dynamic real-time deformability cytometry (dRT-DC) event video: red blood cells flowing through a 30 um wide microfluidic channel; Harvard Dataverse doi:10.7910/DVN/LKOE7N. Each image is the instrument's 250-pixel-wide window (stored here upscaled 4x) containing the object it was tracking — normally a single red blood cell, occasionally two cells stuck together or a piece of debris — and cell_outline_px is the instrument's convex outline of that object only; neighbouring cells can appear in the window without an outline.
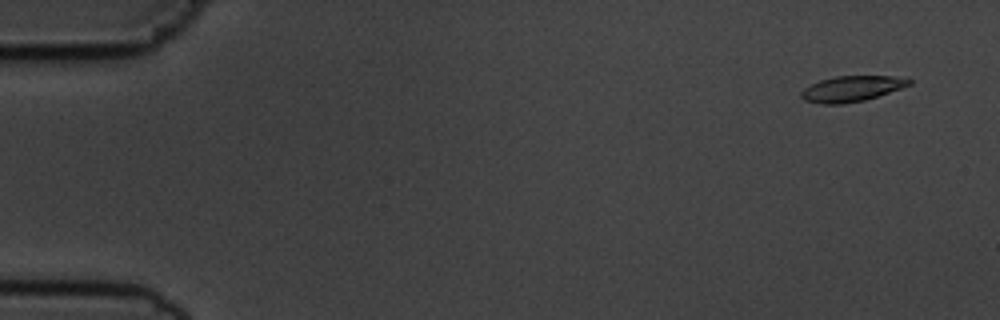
{"species": "common noctule bat (a hibernating species)", "species_latin": "Nyctalus noctula", "temperature_condition": "cold", "stored_images_in_passage": 56, "camera_frame_rate_fps": 3000, "um_per_image_px": 0.085, "animal": {"sex": "male", "body_mass_g": 19.5, "forearm_length_mm": 54.6}, "frame": {"image": 1, "passage_image": 4, "time_ms": 1.0, "image_size_px": [1000, 320], "cell_outline_px": [[912, 84], [864, 100], [840, 104], [820, 104], [804, 100], [800, 96], [800, 92], [804, 88], [820, 80], [836, 76], [892, 76], [912, 80]], "centroid_in_image_um": [72.34, 7.54], "position_along_channel_um": 12.7, "area_um2": 15.9}}
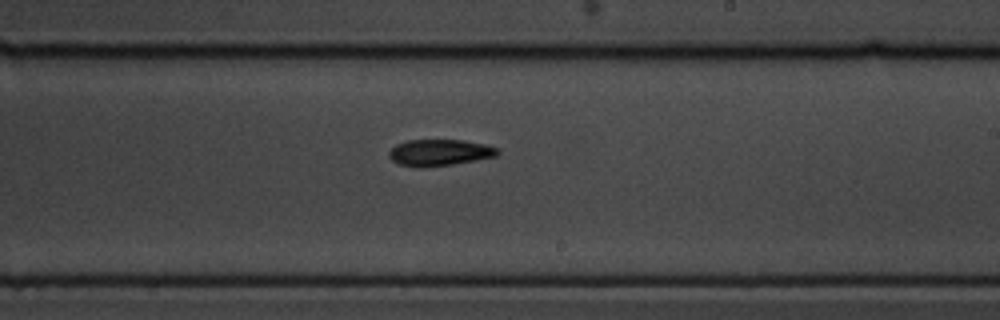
{"frame": {"image": 2, "passage_image": 34, "time_ms": 11.0, "image_size_px": [1000, 320], "cell_outline_px": [[500, 152], [496, 156], [452, 164], [400, 164], [392, 160], [388, 156], [388, 152], [396, 144], [408, 140], [464, 140], [484, 144], [500, 148]], "centroid_in_image_um": [37.42, 12.91], "position_along_channel_um": 251.6, "area_um2": 15.95}}
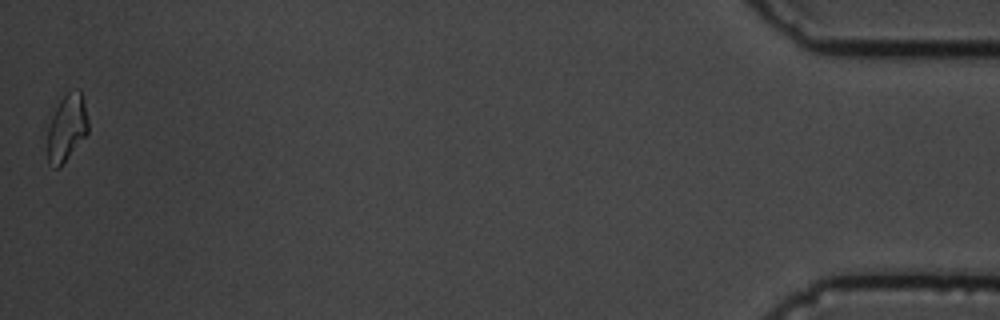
{"frame": {"image": 3, "passage_image": 56, "time_ms": 18.333, "image_size_px": [1000, 320], "cell_outline_px": [[88, 132], [60, 168], [52, 168], [48, 164], [48, 128], [52, 116], [60, 100], [68, 92], [80, 88], [88, 120]], "centroid_in_image_um": [5.67, 10.89], "position_along_channel_um": 429.5, "area_um2": 15.72}, "authors_computed_cell_mechanics": {"area_um2": 16.6464, "velocity_mm_per_s": 3.6441, "shape_relaxation_time_tau1_ms": 3.9894, "shape_relaxation_time_tau2_ms": 7.4376, "deformation_change_tau1": 0.1601, "deformation_change_tau2": 0.1332}}